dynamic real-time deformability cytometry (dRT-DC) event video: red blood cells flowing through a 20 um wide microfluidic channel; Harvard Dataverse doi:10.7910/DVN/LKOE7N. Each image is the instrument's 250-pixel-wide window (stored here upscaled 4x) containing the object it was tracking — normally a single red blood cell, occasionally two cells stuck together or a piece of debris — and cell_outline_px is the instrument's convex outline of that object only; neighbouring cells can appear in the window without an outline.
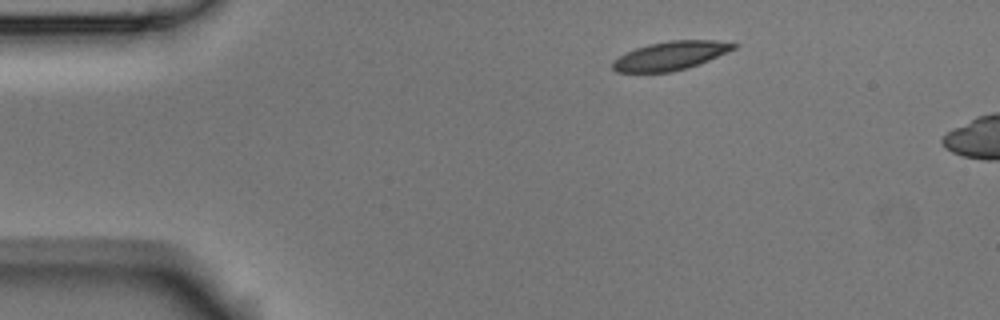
{"species": "Egyptian fruit bat (a non-hibernating species)", "species_latin": "Rousettus aegyptiacus", "temperature_condition": "room temperature", "stored_images_in_passage": 3, "segment_of_instrument_passage": [1, 2], "camera_frame_rate_fps": 3000, "um_per_image_px": 0.085, "animal": {"sex": "male"}, "frame": {"image": 1, "passage_image": 1, "time_ms": 0.0, "image_size_px": [1000, 320], "cell_outline_px": [[740, 44], [736, 48], [708, 60], [672, 72], [616, 72], [612, 68], [612, 60], [636, 48], [648, 44], [668, 40], [716, 40]], "centroid_in_image_um": [56.98, 4.72], "position_along_channel_um": 28.0, "area_um2": 20.0}}